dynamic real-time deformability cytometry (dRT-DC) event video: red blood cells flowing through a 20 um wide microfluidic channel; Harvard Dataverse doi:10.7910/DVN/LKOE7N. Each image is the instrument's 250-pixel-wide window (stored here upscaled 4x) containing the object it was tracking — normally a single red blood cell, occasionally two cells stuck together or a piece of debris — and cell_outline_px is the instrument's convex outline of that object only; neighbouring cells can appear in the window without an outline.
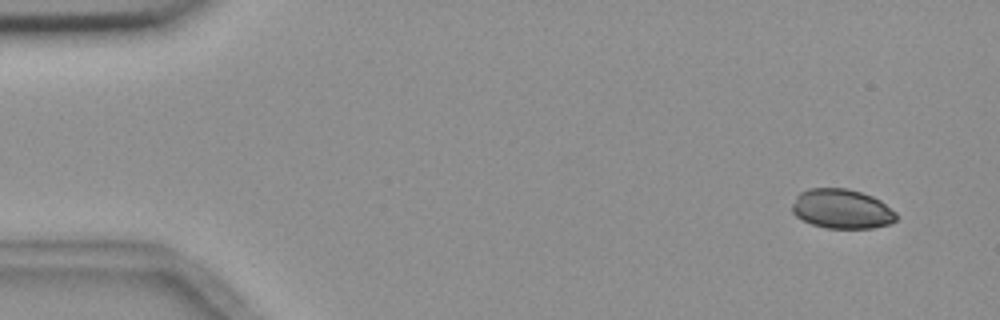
{"species": "common noctule bat (a hibernating species)", "species_latin": "Nyctalus noctula", "temperature_condition": "room temperature", "stored_images_in_passage": 3, "camera_frame_rate_fps": 3000, "um_per_image_px": 0.085, "animal": {"sex": "female", "body_mass_g": 18.4}, "frame": {"image": 1, "passage_image": 1, "time_ms": 0.0, "image_size_px": [1000, 320], "cell_outline_px": [[896, 220], [892, 224], [872, 228], [828, 228], [812, 224], [796, 216], [792, 212], [792, 204], [796, 196], [800, 192], [808, 188], [848, 188], [872, 196], [880, 200], [896, 212]], "centroid_in_image_um": [71.56, 17.75], "position_along_channel_um": 13.4, "area_um2": 24.04}}
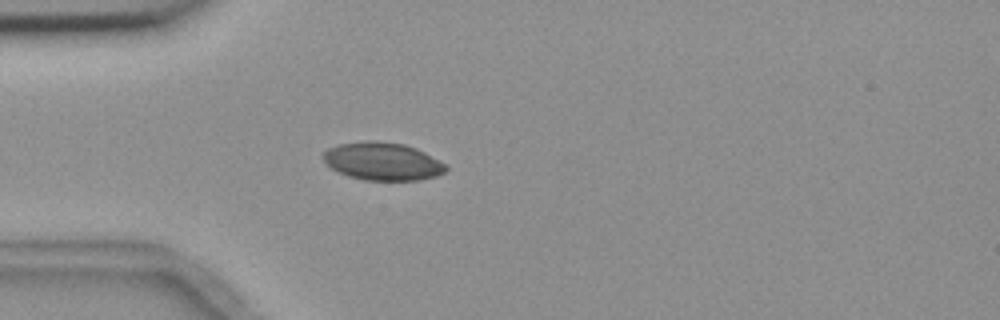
{"frame": {"image": 2, "passage_image": 3, "time_ms": 4.0, "image_size_px": [1000, 320], "cell_outline_px": [[448, 168], [444, 172], [436, 176], [420, 180], [364, 180], [348, 176], [332, 168], [324, 160], [324, 152], [328, 148], [340, 144], [364, 140], [380, 140], [404, 144], [416, 148], [424, 152], [444, 164]], "centroid_in_image_um": [32.52, 13.7], "position_along_channel_um": 52.5, "area_um2": 26.93}}